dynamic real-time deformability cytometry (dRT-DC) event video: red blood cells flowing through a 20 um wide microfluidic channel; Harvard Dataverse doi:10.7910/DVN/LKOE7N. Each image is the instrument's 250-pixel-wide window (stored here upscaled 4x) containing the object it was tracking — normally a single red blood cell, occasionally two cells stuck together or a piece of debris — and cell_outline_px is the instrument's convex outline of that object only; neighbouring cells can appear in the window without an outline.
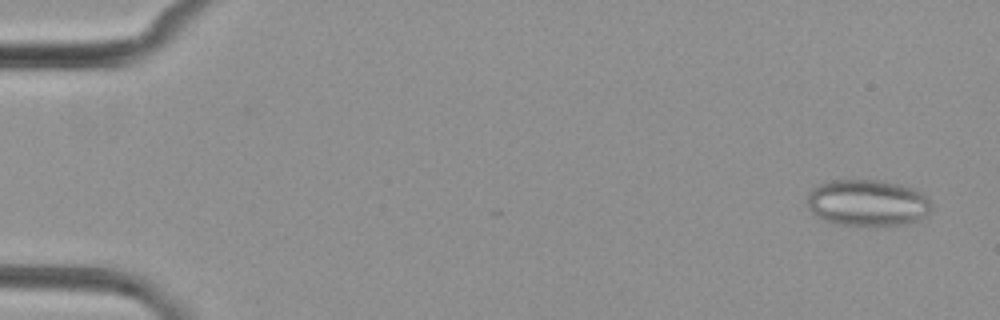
{"species": "common noctule bat (a hibernating species)", "species_latin": "Nyctalus noctula", "temperature_condition": "cold", "stored_images_in_passage": 6, "camera_frame_rate_fps": 3000, "um_per_image_px": 0.085, "animal": {"sex": "female", "body_mass_g": 29.2, "forearm_length_mm": 56.3}, "frame": {"image": 1, "passage_image": 1, "time_ms": 0.0, "image_size_px": [1000, 320], "cell_outline_px": [[932, 208], [924, 216], [916, 220], [900, 224], [840, 224], [824, 220], [812, 212], [808, 208], [808, 196], [812, 188], [820, 184], [832, 180], [880, 180], [900, 184], [912, 188], [920, 192], [928, 200]], "centroid_in_image_um": [73.71, 17.21], "position_along_channel_um": 11.3, "area_um2": 32.95}}